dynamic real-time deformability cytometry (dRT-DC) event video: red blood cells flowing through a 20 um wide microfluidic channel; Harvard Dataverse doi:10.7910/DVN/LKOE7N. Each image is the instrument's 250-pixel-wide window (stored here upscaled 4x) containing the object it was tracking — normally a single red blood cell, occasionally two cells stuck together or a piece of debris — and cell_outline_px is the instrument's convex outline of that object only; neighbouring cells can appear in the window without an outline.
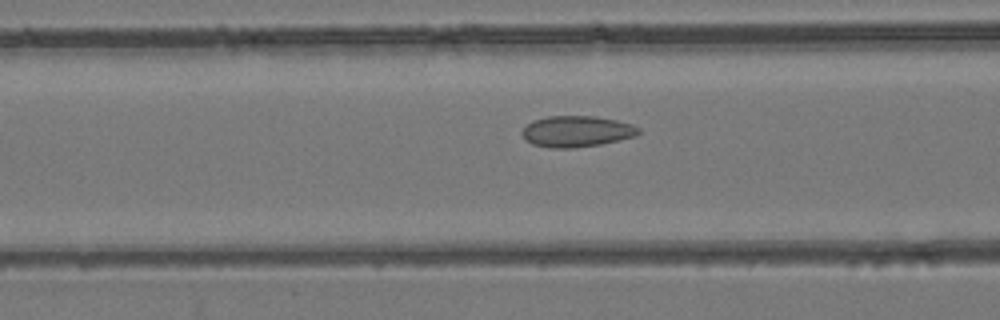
{"species": "common noctule bat (a hibernating species)", "species_latin": "Nyctalus noctula", "temperature_condition": "room temperature", "stored_images_in_passage": 49, "camera_frame_rate_fps": 3000, "um_per_image_px": 0.085, "animal": {"sex": "female", "body_mass_g": 24.6, "forearm_length_mm": 56.2}, "frame": {"image": 1, "passage_image": 20, "time_ms": 6.333, "image_size_px": [1000, 320], "cell_outline_px": [[640, 132], [636, 136], [600, 144], [572, 148], [552, 148], [532, 144], [524, 140], [520, 132], [532, 120], [548, 116], [596, 116], [616, 120], [632, 124], [640, 128]], "centroid_in_image_um": [48.99, 11.16], "position_along_channel_um": 117.6, "area_um2": 21.21}}
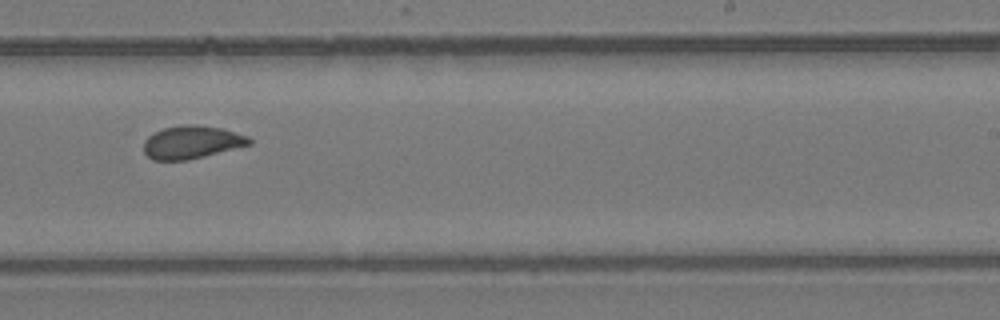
{"frame": {"image": 2, "passage_image": 31, "time_ms": 10.0, "image_size_px": [1000, 320], "cell_outline_px": [[252, 144], [188, 160], [152, 160], [144, 152], [144, 140], [148, 136], [164, 128], [184, 124], [196, 124], [224, 128], [248, 136], [252, 140]], "centroid_in_image_um": [16.32, 12.08], "position_along_channel_um": 272.7, "area_um2": 20.35}}
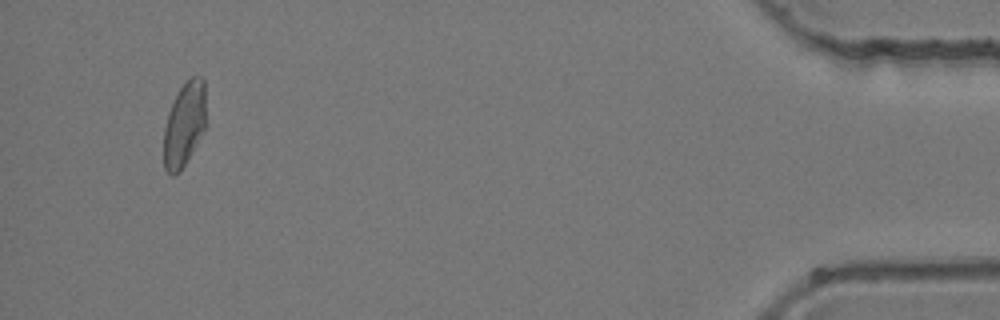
{"frame": {"image": 3, "passage_image": 47, "time_ms": 15.333, "image_size_px": [1000, 320], "cell_outline_px": [[204, 128], [180, 172], [172, 176], [164, 168], [164, 128], [168, 112], [180, 88], [192, 76], [200, 76], [204, 80]], "centroid_in_image_um": [15.63, 10.58], "position_along_channel_um": 419.6, "area_um2": 20.11}}